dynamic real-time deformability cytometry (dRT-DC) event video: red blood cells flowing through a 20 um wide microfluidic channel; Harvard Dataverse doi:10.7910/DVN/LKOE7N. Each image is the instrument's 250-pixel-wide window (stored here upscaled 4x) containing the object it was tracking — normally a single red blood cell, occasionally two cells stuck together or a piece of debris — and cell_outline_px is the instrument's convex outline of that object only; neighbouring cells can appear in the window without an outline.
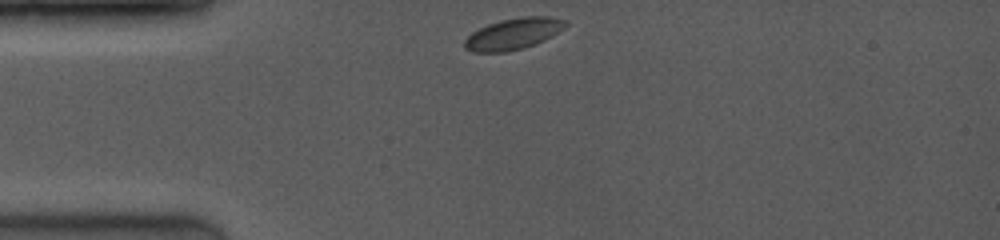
{"species": "common noctule bat (a hibernating species)", "species_latin": "Nyctalus noctula", "temperature_condition": "room temperature", "stored_images_in_passage": 43, "camera_frame_rate_fps": 4000, "um_per_image_px": 0.085, "animal": {"sex": "female", "body_mass_g": 19.0, "forearm_length_mm": 53.3}, "frame": {"image": 1, "passage_image": 1, "time_ms": 0.0, "image_size_px": [1000, 240], "cell_outline_px": [[568, 24], [564, 28], [552, 36], [536, 44], [524, 48], [508, 52], [472, 52], [464, 48], [464, 40], [472, 32], [488, 24], [500, 20], [524, 16], [548, 16], [568, 20]], "centroid_in_image_um": [43.65, 2.87], "position_along_channel_um": 41.3, "area_um2": 18.61}}
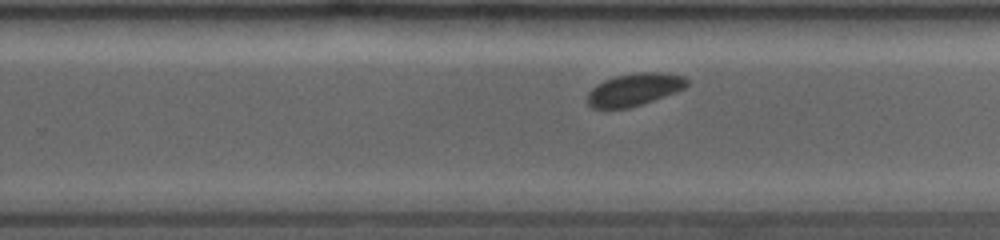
{"frame": {"image": 2, "passage_image": 27, "time_ms": 6.5, "image_size_px": [1000, 240], "cell_outline_px": [[688, 84], [684, 88], [632, 108], [592, 108], [588, 104], [588, 92], [596, 84], [604, 80], [616, 76], [644, 72], [660, 72], [680, 76], [688, 80]], "centroid_in_image_um": [53.88, 7.62], "position_along_channel_um": 275.9, "area_um2": 18.5}}
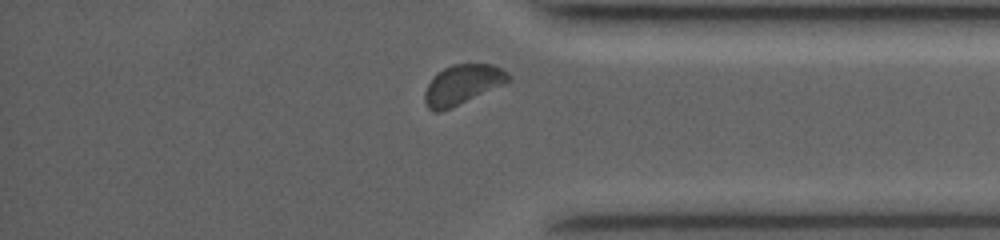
{"frame": {"image": 3, "passage_image": 39, "time_ms": 9.5, "image_size_px": [1000, 240], "cell_outline_px": [[512, 76], [504, 84], [452, 108], [440, 112], [432, 112], [428, 108], [424, 100], [424, 92], [428, 84], [444, 68], [452, 64], [492, 64], [508, 72]], "centroid_in_image_um": [39.3, 7.21], "position_along_channel_um": 395.9, "area_um2": 19.25}}